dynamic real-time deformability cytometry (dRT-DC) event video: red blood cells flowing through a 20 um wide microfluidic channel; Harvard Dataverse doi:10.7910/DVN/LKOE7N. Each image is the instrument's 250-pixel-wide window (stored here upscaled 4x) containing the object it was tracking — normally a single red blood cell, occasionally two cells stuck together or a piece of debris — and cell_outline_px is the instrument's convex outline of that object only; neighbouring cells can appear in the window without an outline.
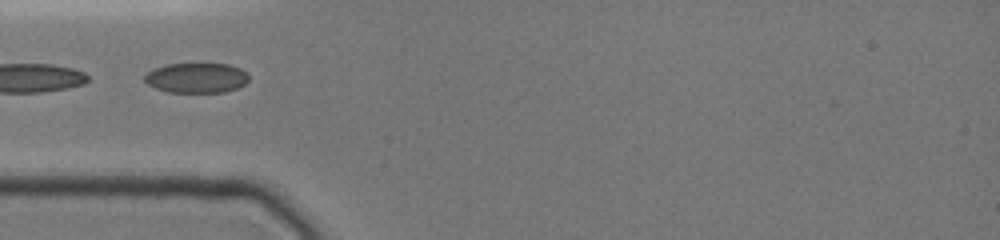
{"species": "common noctule bat (a hibernating species)", "species_latin": "Nyctalus noctula", "temperature_condition": "cold", "stored_images_in_passage": 12, "camera_frame_rate_fps": 3000, "um_per_image_px": 0.085, "animal": {"sex": "female", "body_mass_g": 19.0, "forearm_length_mm": 51.5}, "frame": {"image": 1, "passage_image": 1, "time_ms": 0.0, "image_size_px": [1000, 240], "cell_outline_px": [[248, 80], [244, 84], [236, 88], [224, 92], [168, 92], [156, 88], [148, 84], [144, 80], [144, 76], [152, 68], [164, 64], [192, 60], [228, 64], [240, 68], [248, 76]], "centroid_in_image_um": [16.65, 6.55], "position_along_channel_um": 68.3, "area_um2": 19.07}}
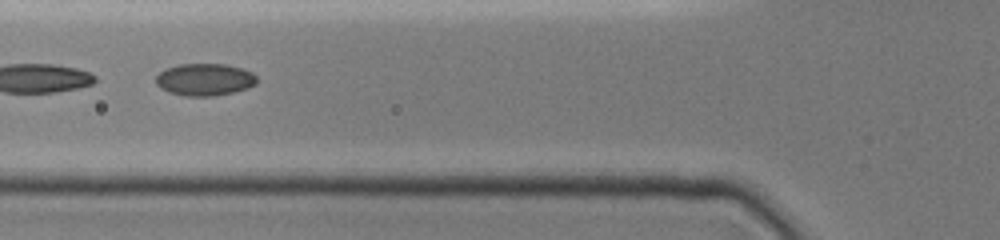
{"frame": {"image": 2, "passage_image": 4, "time_ms": 1.0, "image_size_px": [1000, 240], "cell_outline_px": [[256, 84], [232, 92], [212, 96], [184, 96], [168, 92], [160, 88], [156, 84], [156, 76], [160, 72], [176, 64], [224, 64], [240, 68], [252, 72], [256, 76]], "centroid_in_image_um": [17.36, 6.76], "position_along_channel_um": 108.4, "area_um2": 18.79}}
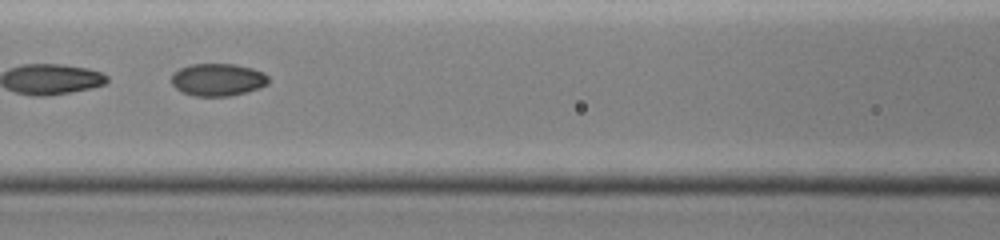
{"frame": {"image": 3, "passage_image": 7, "time_ms": 2.0, "image_size_px": [1000, 240], "cell_outline_px": [[268, 84], [244, 92], [228, 96], [196, 96], [184, 92], [176, 88], [172, 84], [172, 76], [180, 68], [188, 64], [232, 64], [252, 68], [264, 72], [268, 76]], "centroid_in_image_um": [18.51, 6.76], "position_along_channel_um": 148.1, "area_um2": 18.09}}